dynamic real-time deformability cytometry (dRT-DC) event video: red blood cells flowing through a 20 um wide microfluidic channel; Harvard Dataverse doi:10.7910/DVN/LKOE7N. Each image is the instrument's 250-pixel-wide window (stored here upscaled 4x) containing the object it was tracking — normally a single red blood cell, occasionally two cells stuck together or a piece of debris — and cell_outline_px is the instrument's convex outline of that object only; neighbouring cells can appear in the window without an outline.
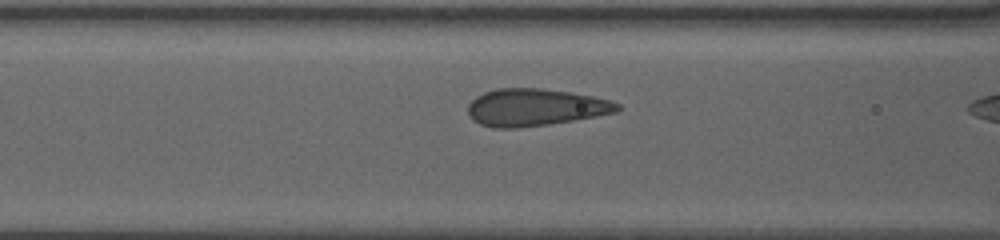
{"species": "human", "species_latin": "Homo sapiens", "temperature_condition": "warm", "stored_images_in_passage": 13, "camera_frame_rate_fps": 3000, "um_per_image_px": 0.085, "donor": {"sex": "female"}, "frame": {"image": 1, "passage_image": 11, "time_ms": 3.333, "image_size_px": [1000, 240], "cell_outline_px": [[620, 108], [616, 112], [596, 116], [548, 124], [516, 128], [496, 128], [480, 124], [472, 120], [468, 112], [468, 104], [476, 96], [484, 92], [496, 88], [540, 88], [572, 92], [592, 96], [608, 100], [620, 104]], "centroid_in_image_um": [45.46, 9.12], "position_along_channel_um": 121.1, "area_um2": 32.31}}